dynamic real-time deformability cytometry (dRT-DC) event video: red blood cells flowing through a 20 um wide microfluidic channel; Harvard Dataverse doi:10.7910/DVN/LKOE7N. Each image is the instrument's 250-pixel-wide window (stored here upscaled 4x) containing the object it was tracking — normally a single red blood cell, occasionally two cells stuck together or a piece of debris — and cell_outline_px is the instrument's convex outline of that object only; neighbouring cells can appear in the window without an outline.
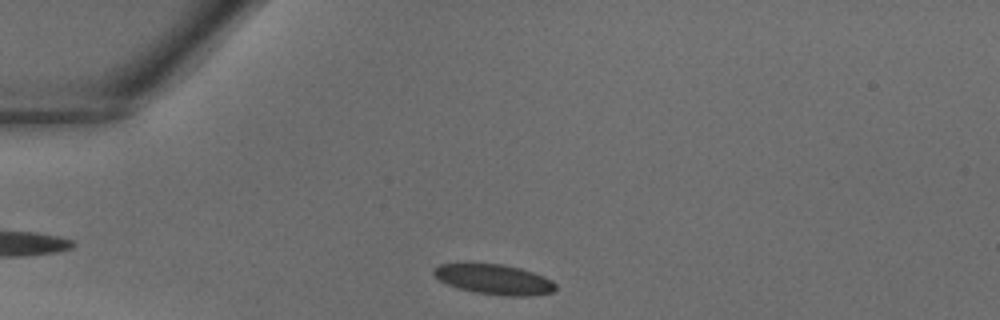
{"species": "common noctule bat (a hibernating species)", "species_latin": "Nyctalus noctula", "temperature_condition": "warm", "stored_images_in_passage": 28, "camera_frame_rate_fps": 3000, "um_per_image_px": 0.085, "animal": {"sex": "male", "body_mass_g": 18.8}, "frame": {"image": 1, "passage_image": 1, "time_ms": 0.0, "image_size_px": [1000, 320], "cell_outline_px": [[556, 288], [552, 292], [532, 296], [504, 296], [476, 292], [460, 288], [448, 284], [440, 280], [432, 272], [440, 264], [500, 264], [520, 268], [544, 276], [552, 280], [556, 284]], "centroid_in_image_um": [42.06, 23.76], "position_along_channel_um": 42.9, "area_um2": 21.04}}
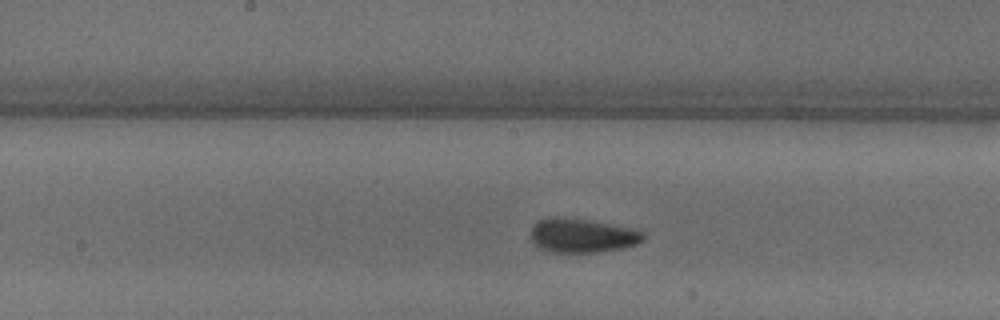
{"frame": {"image": 2, "passage_image": 12, "time_ms": 3.667, "image_size_px": [1000, 320], "cell_outline_px": [[644, 240], [636, 244], [620, 248], [596, 252], [544, 252], [532, 240], [532, 224], [540, 220], [552, 216], [556, 216], [584, 220], [628, 228], [644, 232]], "centroid_in_image_um": [49.43, 20.03], "position_along_channel_um": 198.8, "area_um2": 21.91}}
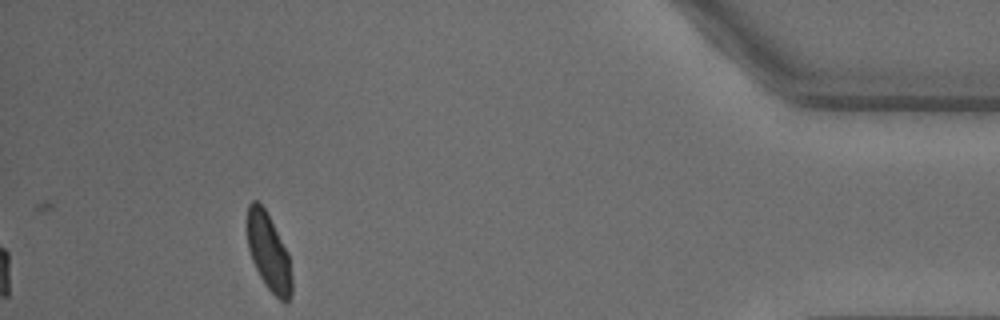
{"frame": {"image": 3, "passage_image": 28, "time_ms": 9.0, "image_size_px": [1000, 320], "cell_outline_px": [[292, 292], [288, 300], [284, 304], [264, 284], [252, 260], [248, 248], [248, 204], [252, 200], [256, 200], [264, 208], [288, 252], [292, 280]], "centroid_in_image_um": [22.85, 21.47], "position_along_channel_um": 412.4, "area_um2": 19.71}}